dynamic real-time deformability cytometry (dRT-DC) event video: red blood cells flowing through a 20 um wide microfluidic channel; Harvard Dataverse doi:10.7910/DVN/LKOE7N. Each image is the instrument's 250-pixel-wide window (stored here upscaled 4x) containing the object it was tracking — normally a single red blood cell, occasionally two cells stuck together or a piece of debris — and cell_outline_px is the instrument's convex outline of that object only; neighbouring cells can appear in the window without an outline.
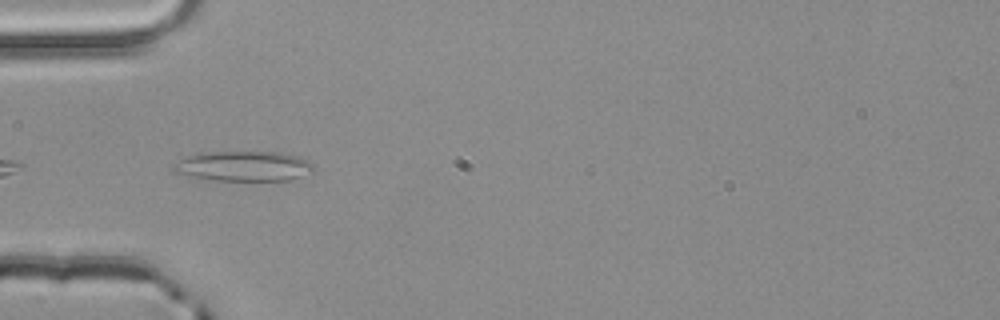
{"species": "common noctule bat (a hibernating species)", "species_latin": "Nyctalus noctula", "temperature_condition": "room temperature", "stored_images_in_passage": 3, "camera_frame_rate_fps": 3000, "um_per_image_px": 0.085, "animal": {"sex": "male", "body_mass_g": 20.4}, "frame": {"image": 1, "passage_image": 3, "time_ms": 0.667, "image_size_px": [1000, 320], "cell_outline_px": [[312, 172], [288, 180], [212, 180], [192, 176], [176, 172], [172, 168], [172, 164], [188, 156], [200, 152], [280, 152], [300, 156], [308, 160], [312, 164]], "centroid_in_image_um": [20.71, 14.11], "position_along_channel_um": 64.3, "area_um2": 24.33}}